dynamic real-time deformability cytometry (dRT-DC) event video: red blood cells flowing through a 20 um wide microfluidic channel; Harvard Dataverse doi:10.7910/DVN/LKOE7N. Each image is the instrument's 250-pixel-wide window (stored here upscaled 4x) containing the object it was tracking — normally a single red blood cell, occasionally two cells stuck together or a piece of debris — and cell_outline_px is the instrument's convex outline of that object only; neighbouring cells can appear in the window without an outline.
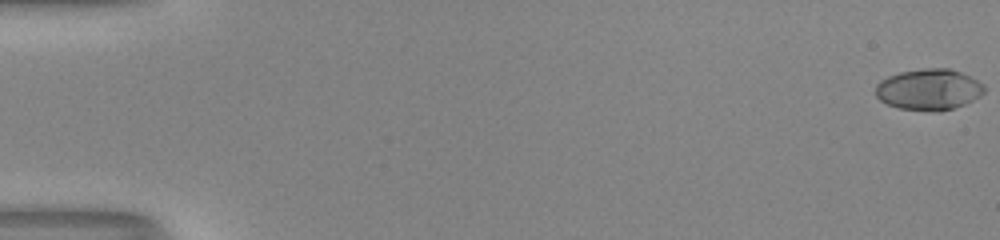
{"species": "human", "species_latin": "Homo sapiens", "temperature_condition": "room temperature", "stored_images_in_passage": 54, "camera_frame_rate_fps": 3000, "um_per_image_px": 0.085, "donor": {"sex": "male"}, "frame": {"image": 1, "passage_image": 1, "time_ms": 0.0, "image_size_px": [1000, 240], "cell_outline_px": [[984, 92], [980, 96], [964, 104], [940, 112], [900, 108], [888, 104], [880, 100], [876, 96], [876, 84], [880, 80], [888, 76], [900, 72], [924, 68], [948, 68], [960, 72], [984, 84]], "centroid_in_image_um": [78.93, 7.6], "position_along_channel_um": 6.1, "area_um2": 25.89}}
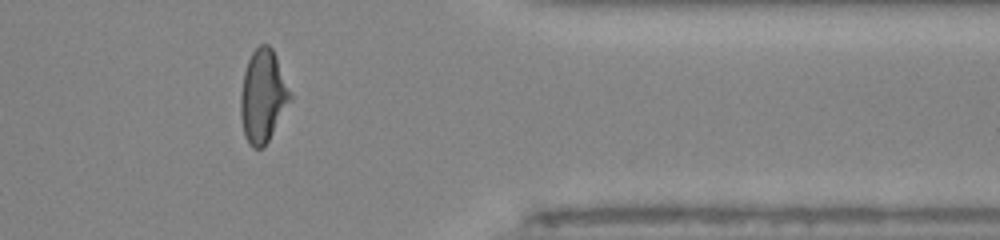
{"frame": {"image": 2, "passage_image": 45, "time_ms": 14.667, "image_size_px": [1000, 240], "cell_outline_px": [[292, 100], [264, 148], [252, 148], [248, 144], [244, 136], [240, 116], [240, 96], [244, 72], [248, 60], [252, 52], [260, 44], [268, 44], [272, 48], [276, 56], [292, 92]], "centroid_in_image_um": [22.36, 8.19], "position_along_channel_um": 389.0, "area_um2": 27.17}}
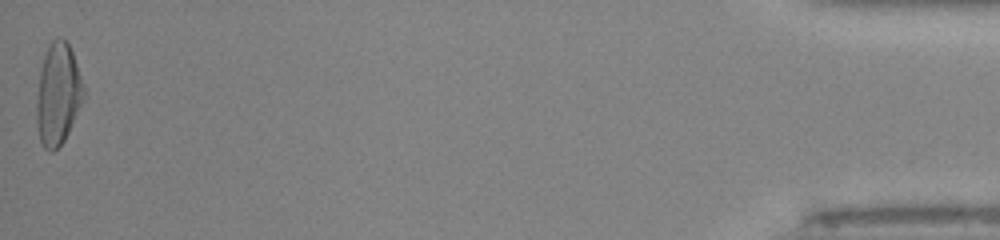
{"frame": {"image": 3, "passage_image": 54, "time_ms": 17.667, "image_size_px": [1000, 240], "cell_outline_px": [[84, 96], [68, 132], [64, 140], [52, 152], [48, 152], [44, 148], [40, 140], [36, 120], [36, 104], [40, 68], [48, 44], [52, 40], [64, 40], [68, 44], [72, 52], [84, 84]], "centroid_in_image_um": [4.91, 8.02], "position_along_channel_um": 430.3, "area_um2": 27.51}, "authors_computed_cell_mechanics": {"area_um2": 25.9233, "velocity_mm_per_s": 4.0736, "shape_relaxation_time_tau1_ms": 9.1534, "shape_relaxation_time_tau2_ms": 1.4694, "deformation_change_tau1": 0.3478, "deformation_change_tau2": 0.0597}}